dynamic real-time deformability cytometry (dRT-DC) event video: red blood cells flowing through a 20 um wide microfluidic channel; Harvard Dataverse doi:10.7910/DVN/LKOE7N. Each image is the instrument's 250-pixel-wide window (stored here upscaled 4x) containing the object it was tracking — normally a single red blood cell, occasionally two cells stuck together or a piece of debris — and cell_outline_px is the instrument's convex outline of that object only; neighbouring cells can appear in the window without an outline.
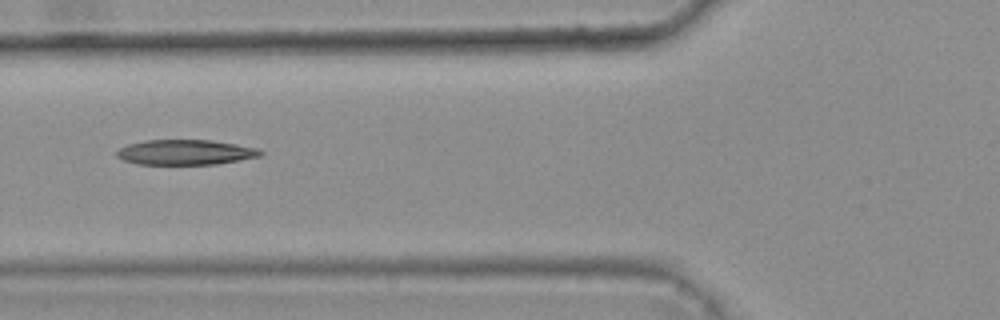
{"species": "common noctule bat (a hibernating species)", "species_latin": "Nyctalus noctula", "temperature_condition": "warm", "stored_images_in_passage": 7, "camera_frame_rate_fps": 3000, "um_per_image_px": 0.085, "animal": {"sex": "female", "body_mass_g": 25.1}, "frame": {"image": 1, "passage_image": 5, "time_ms": 1.333, "image_size_px": [1000, 320], "cell_outline_px": [[264, 152], [260, 156], [216, 164], [136, 164], [124, 160], [116, 156], [116, 152], [120, 148], [128, 144], [144, 140], [212, 140], [260, 148]], "centroid_in_image_um": [15.77, 12.93], "position_along_channel_um": 110.0, "area_um2": 21.04}}
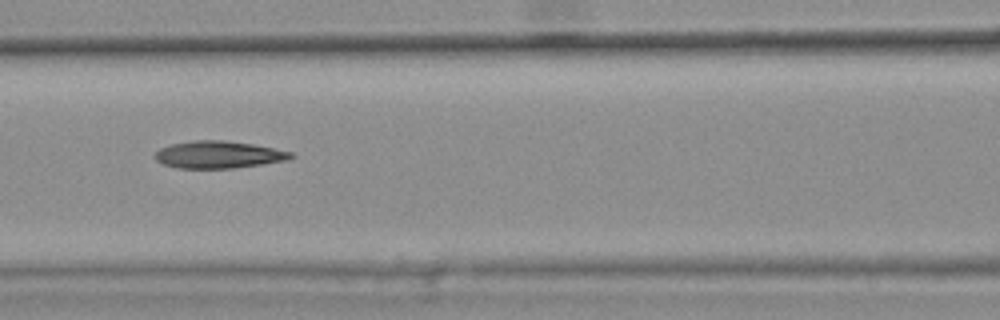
{"frame": {"image": 2, "passage_image": 6, "time_ms": 1.667, "image_size_px": [1000, 320], "cell_outline_px": [[296, 156], [288, 160], [232, 168], [176, 168], [164, 164], [156, 160], [152, 156], [160, 148], [172, 144], [192, 140], [224, 140], [252, 144], [292, 152]], "centroid_in_image_um": [18.55, 13.14], "position_along_channel_um": 148.1, "area_um2": 21.5}}